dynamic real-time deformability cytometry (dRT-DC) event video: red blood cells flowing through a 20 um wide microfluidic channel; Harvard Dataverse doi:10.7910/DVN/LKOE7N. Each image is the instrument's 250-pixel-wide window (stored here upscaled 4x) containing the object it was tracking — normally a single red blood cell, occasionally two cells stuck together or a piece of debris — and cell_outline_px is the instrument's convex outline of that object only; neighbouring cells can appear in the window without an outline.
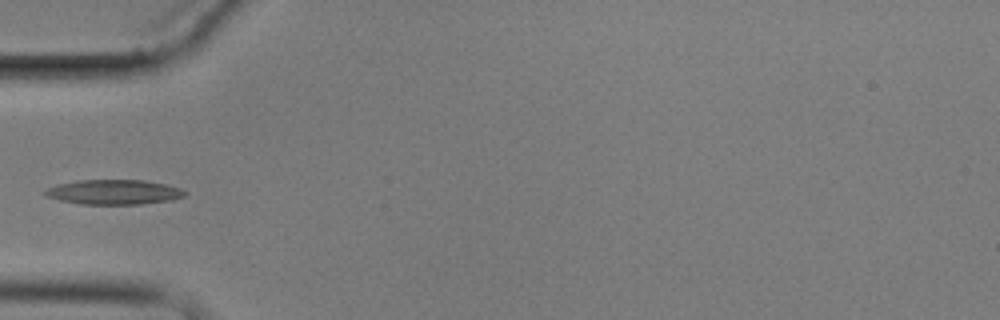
{"species": "common noctule bat (a hibernating species)", "species_latin": "Nyctalus noctula", "temperature_condition": "cold", "stored_images_in_passage": 5, "camera_frame_rate_fps": 3000, "um_per_image_px": 0.085, "animal": {"sex": "male", "body_mass_g": 17.9}, "frame": {"image": 1, "passage_image": 2, "time_ms": 1.333, "image_size_px": [1000, 320], "cell_outline_px": [[188, 192], [184, 196], [172, 200], [140, 204], [80, 204], [60, 200], [48, 196], [44, 192], [48, 188], [60, 184], [76, 180], [144, 180], [164, 184], [180, 188]], "centroid_in_image_um": [9.72, 16.32], "position_along_channel_um": 75.3, "area_um2": 20.0}}
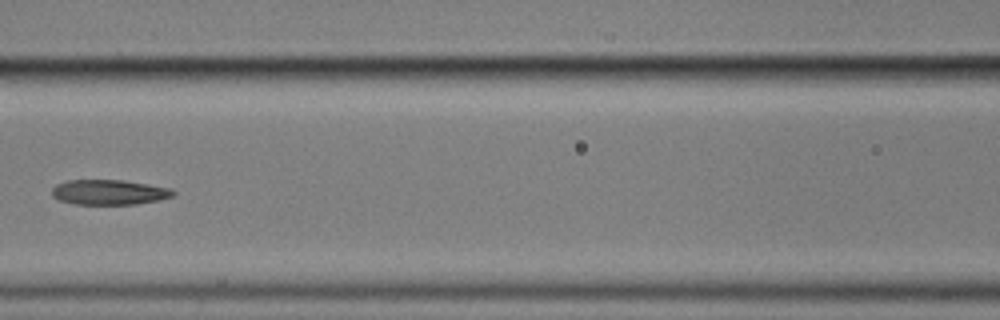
{"frame": {"image": 2, "passage_image": 4, "time_ms": 3.667, "image_size_px": [1000, 320], "cell_outline_px": [[176, 192], [172, 196], [160, 200], [136, 204], [76, 204], [60, 200], [52, 196], [52, 188], [56, 184], [68, 180], [124, 180], [172, 188]], "centroid_in_image_um": [9.3, 16.33], "position_along_channel_um": 157.3, "area_um2": 17.74}}
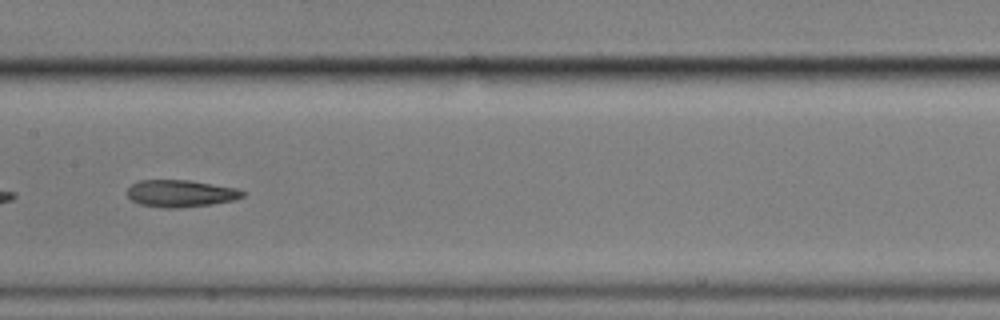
{"frame": {"image": 3, "passage_image": 5, "time_ms": 4.667, "image_size_px": [1000, 320], "cell_outline_px": [[244, 196], [232, 200], [212, 204], [180, 208], [160, 208], [140, 204], [132, 200], [128, 196], [128, 188], [132, 184], [140, 180], [188, 180], [236, 188], [244, 192]], "centroid_in_image_um": [15.33, 16.45], "position_along_channel_um": 192.1, "area_um2": 18.09}}